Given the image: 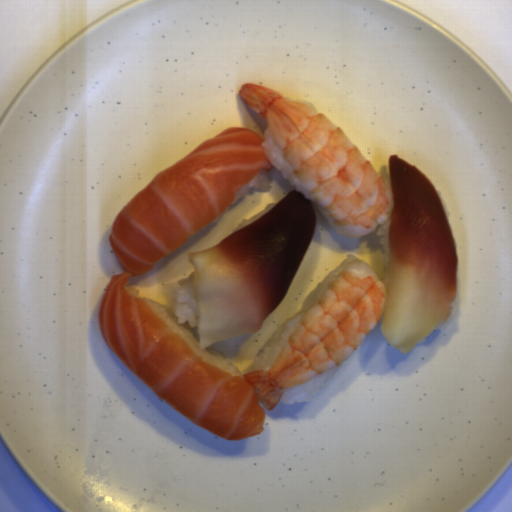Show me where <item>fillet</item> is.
I'll return each mask as SVG.
<instances>
[{
	"label": "fillet",
	"mask_w": 512,
	"mask_h": 512,
	"mask_svg": "<svg viewBox=\"0 0 512 512\" xmlns=\"http://www.w3.org/2000/svg\"><path fill=\"white\" fill-rule=\"evenodd\" d=\"M264 137L229 127L162 169L115 218L107 239L123 271L99 299L101 337L159 399L217 437L262 433L267 412L240 376L205 362L127 286L212 220L261 172L274 166Z\"/></svg>",
	"instance_id": "25842a12"
},
{
	"label": "fillet",
	"mask_w": 512,
	"mask_h": 512,
	"mask_svg": "<svg viewBox=\"0 0 512 512\" xmlns=\"http://www.w3.org/2000/svg\"><path fill=\"white\" fill-rule=\"evenodd\" d=\"M316 222L313 200L296 189L215 246L190 253L200 349L262 329L281 304Z\"/></svg>",
	"instance_id": "e2c912f1"
},
{
	"label": "fillet",
	"mask_w": 512,
	"mask_h": 512,
	"mask_svg": "<svg viewBox=\"0 0 512 512\" xmlns=\"http://www.w3.org/2000/svg\"><path fill=\"white\" fill-rule=\"evenodd\" d=\"M392 210L388 299L380 329L408 354L450 319L458 285L455 239L434 183L393 154L388 159Z\"/></svg>",
	"instance_id": "e495c32b"
}]
</instances>
